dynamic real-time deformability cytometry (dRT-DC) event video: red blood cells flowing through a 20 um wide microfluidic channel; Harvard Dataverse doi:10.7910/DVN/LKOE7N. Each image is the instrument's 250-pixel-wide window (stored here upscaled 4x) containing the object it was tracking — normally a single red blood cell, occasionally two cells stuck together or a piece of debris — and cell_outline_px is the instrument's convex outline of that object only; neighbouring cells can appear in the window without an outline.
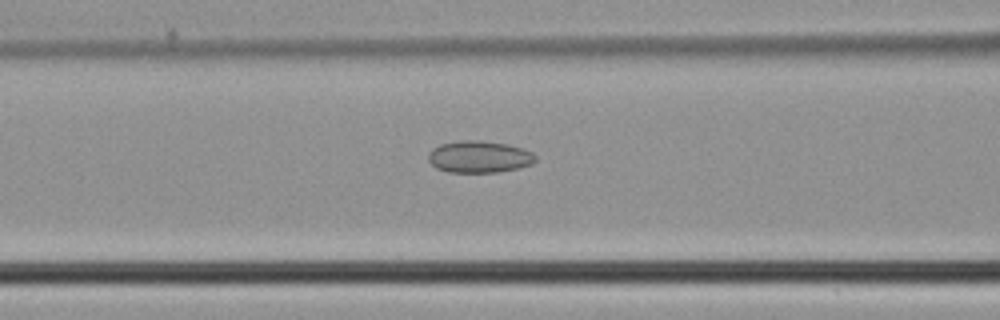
{"species": "common noctule bat (a hibernating species)", "species_latin": "Nyctalus noctula", "temperature_condition": "cold", "stored_images_in_passage": 47, "camera_frame_rate_fps": 3000, "um_per_image_px": 0.085, "animal": {"sex": "male", "body_mass_g": 21.5, "forearm_length_mm": 52.0}, "frame": {"image": 1, "passage_image": 19, "time_ms": 6.0, "image_size_px": [1000, 320], "cell_outline_px": [[536, 160], [532, 164], [520, 168], [496, 172], [448, 172], [436, 168], [428, 160], [428, 152], [432, 148], [440, 144], [460, 140], [480, 140], [508, 144], [532, 152], [536, 156]], "centroid_in_image_um": [40.72, 13.32], "position_along_channel_um": 125.9, "area_um2": 20.06}}
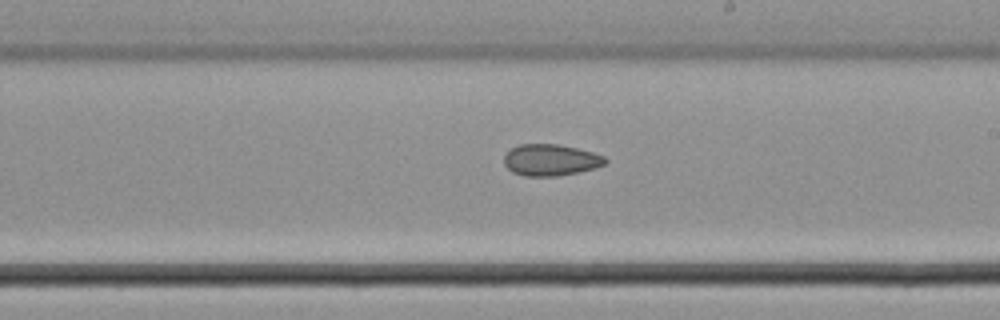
{"frame": {"image": 2, "passage_image": 27, "time_ms": 8.667, "image_size_px": [1000, 320], "cell_outline_px": [[608, 160], [604, 164], [592, 168], [576, 172], [556, 176], [524, 176], [512, 172], [504, 164], [504, 156], [512, 148], [520, 144], [560, 144], [592, 152], [604, 156]], "centroid_in_image_um": [46.78, 13.59], "position_along_channel_um": 242.2, "area_um2": 18.38}}
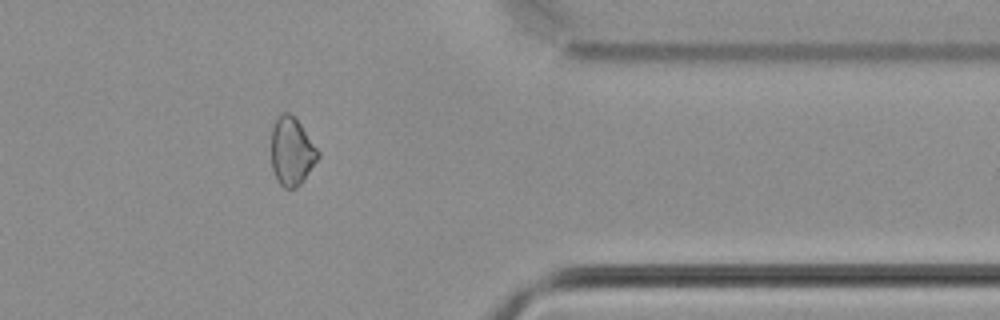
{"frame": {"image": 3, "passage_image": 38, "time_ms": 12.333, "image_size_px": [1000, 320], "cell_outline_px": [[320, 156], [304, 180], [296, 188], [284, 188], [276, 180], [272, 168], [272, 128], [280, 112], [288, 112], [300, 124], [320, 152]], "centroid_in_image_um": [24.8, 12.89], "position_along_channel_um": 386.6, "area_um2": 18.44}}